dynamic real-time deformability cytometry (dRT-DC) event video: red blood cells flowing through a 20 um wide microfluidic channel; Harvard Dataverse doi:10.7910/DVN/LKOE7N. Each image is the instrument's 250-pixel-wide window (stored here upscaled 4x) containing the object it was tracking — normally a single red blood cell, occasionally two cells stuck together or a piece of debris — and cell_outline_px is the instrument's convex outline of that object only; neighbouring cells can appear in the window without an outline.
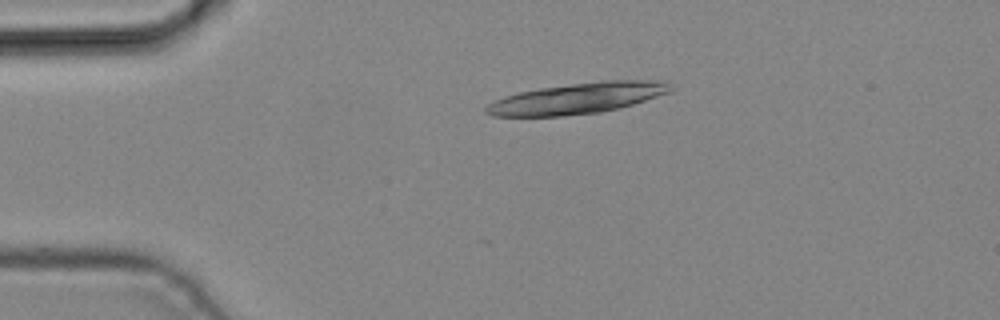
{"species": "common noctule bat (a hibernating species)", "species_latin": "Nyctalus noctula", "temperature_condition": "cold", "stored_images_in_passage": 4, "camera_frame_rate_fps": 3000, "um_per_image_px": 0.085, "animal": {"sex": "male", "body_mass_g": 19.2, "forearm_length_mm": 51.8}, "frame": {"image": 1, "passage_image": 4, "time_ms": 1.0, "image_size_px": [1000, 320], "cell_outline_px": [[676, 88], [672, 92], [620, 108], [600, 112], [560, 116], [492, 116], [484, 112], [484, 108], [488, 104], [504, 96], [520, 92], [540, 88], [600, 80], [660, 80]], "centroid_in_image_um": [49.12, 8.35], "position_along_channel_um": 35.9, "area_um2": 33.29}}